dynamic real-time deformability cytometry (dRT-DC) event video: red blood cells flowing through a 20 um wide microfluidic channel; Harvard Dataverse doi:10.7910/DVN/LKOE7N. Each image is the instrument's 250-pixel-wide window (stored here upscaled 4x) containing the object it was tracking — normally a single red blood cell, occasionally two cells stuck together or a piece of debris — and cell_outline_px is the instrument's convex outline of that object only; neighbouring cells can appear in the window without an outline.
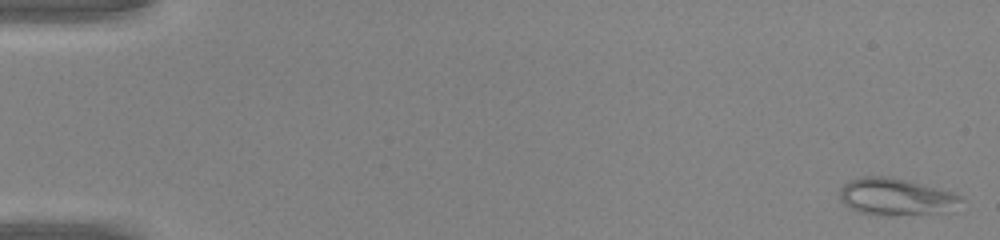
{"species": "common noctule bat (a hibernating species)", "species_latin": "Nyctalus noctula", "temperature_condition": "warm", "stored_images_in_passage": 13, "camera_frame_rate_fps": 3000, "um_per_image_px": 0.085, "animal": {"sex": "male", "body_mass_g": 20.0, "forearm_length_mm": 53.3}, "frame": {"image": 1, "passage_image": 1, "time_ms": 0.0, "image_size_px": [1000, 240], "cell_outline_px": [[960, 200], [944, 212], [860, 212], [844, 204], [840, 200], [840, 188], [844, 184], [852, 180], [864, 176], [888, 176], [908, 180], [952, 192], [960, 196]], "centroid_in_image_um": [76.07, 16.65], "position_along_channel_um": 8.9, "area_um2": 24.45}}